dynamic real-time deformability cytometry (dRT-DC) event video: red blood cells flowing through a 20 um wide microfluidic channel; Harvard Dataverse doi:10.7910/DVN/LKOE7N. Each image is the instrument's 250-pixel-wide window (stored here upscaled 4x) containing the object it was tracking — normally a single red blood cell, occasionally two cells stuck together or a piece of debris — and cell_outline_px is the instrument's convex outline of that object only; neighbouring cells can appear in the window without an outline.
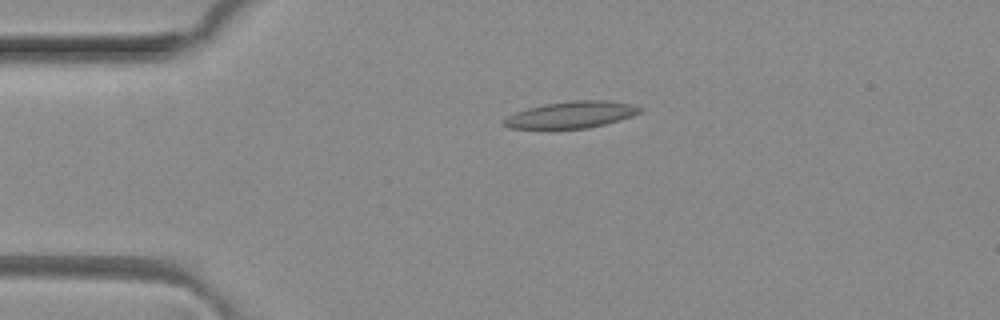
{"species": "common noctule bat (a hibernating species)", "species_latin": "Nyctalus noctula", "temperature_condition": "room temperature", "stored_images_in_passage": 3, "camera_frame_rate_fps": 3000, "um_per_image_px": 0.085, "animal": {"sex": "female", "body_mass_g": 29.2, "forearm_length_mm": 56.3}, "frame": {"image": 1, "passage_image": 2, "time_ms": 0.333, "image_size_px": [1000, 320], "cell_outline_px": [[644, 108], [640, 112], [632, 116], [604, 124], [588, 128], [508, 128], [500, 124], [500, 120], [516, 112], [528, 108], [548, 104], [572, 100], [604, 100], [632, 104]], "centroid_in_image_um": [48.54, 9.75], "position_along_channel_um": 36.5, "area_um2": 20.98}}